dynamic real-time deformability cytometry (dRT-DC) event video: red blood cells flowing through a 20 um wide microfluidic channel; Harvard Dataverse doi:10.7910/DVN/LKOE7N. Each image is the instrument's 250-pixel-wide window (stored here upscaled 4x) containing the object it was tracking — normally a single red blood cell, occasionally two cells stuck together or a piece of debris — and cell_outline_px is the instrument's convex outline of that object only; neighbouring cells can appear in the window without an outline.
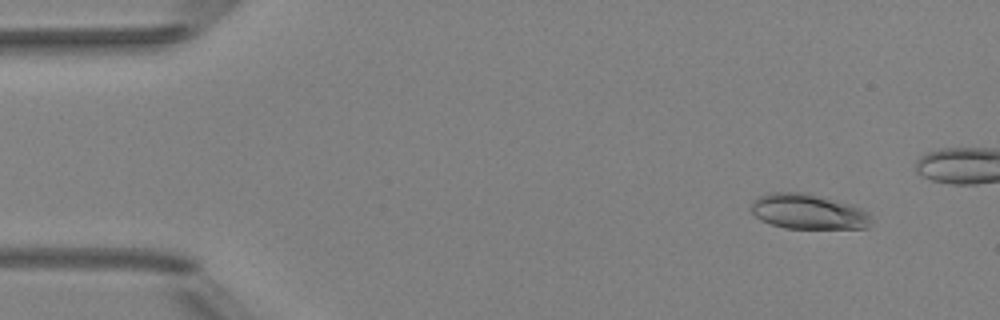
{"species": "Egyptian fruit bat (a non-hibernating species)", "species_latin": "Rousettus aegyptiacus", "temperature_condition": "room temperature", "stored_images_in_passage": 5, "camera_frame_rate_fps": 3000, "um_per_image_px": 0.085, "animal": {"sex": "female"}, "frame": {"image": 1, "passage_image": 2, "time_ms": 1.333, "image_size_px": [1000, 320], "cell_outline_px": [[872, 224], [868, 228], [784, 228], [760, 220], [752, 212], [752, 200], [760, 196], [772, 192], [804, 192], [820, 196], [864, 208], [868, 212], [872, 220]], "centroid_in_image_um": [68.73, 17.99], "position_along_channel_um": 16.3, "area_um2": 24.62}}